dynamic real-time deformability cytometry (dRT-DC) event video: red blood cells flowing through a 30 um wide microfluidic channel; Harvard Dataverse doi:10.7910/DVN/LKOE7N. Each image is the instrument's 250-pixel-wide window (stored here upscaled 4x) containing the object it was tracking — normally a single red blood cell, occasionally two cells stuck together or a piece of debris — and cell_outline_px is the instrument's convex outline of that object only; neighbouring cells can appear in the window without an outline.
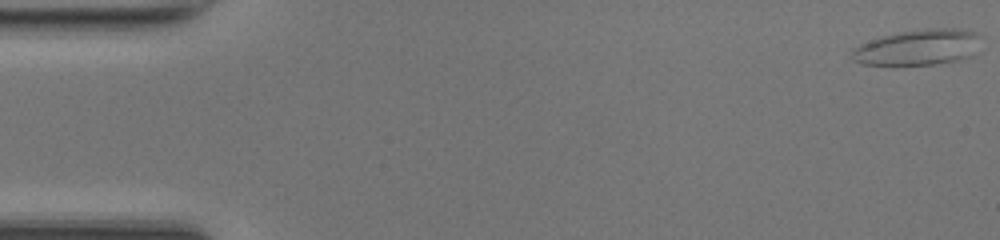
{"species": "common noctule bat (a hibernating species)", "species_latin": "Nyctalus noctula", "temperature_condition": "room temperature", "stored_images_in_passage": 49, "camera_frame_rate_fps": 3000, "um_per_image_px": 0.085, "animal": {"sex": "female", "body_mass_g": 17.0, "forearm_length_mm": 48.0}, "frame": {"image": 1, "passage_image": 1, "time_ms": 0.0, "image_size_px": [1000, 240], "cell_outline_px": [[984, 36], [980, 52], [972, 56], [960, 60], [936, 64], [864, 64], [852, 60], [852, 48], [860, 44], [880, 36], [900, 32], [928, 28], [956, 28], [976, 32]], "centroid_in_image_um": [78.17, 4.01], "position_along_channel_um": 6.8, "area_um2": 27.46}}
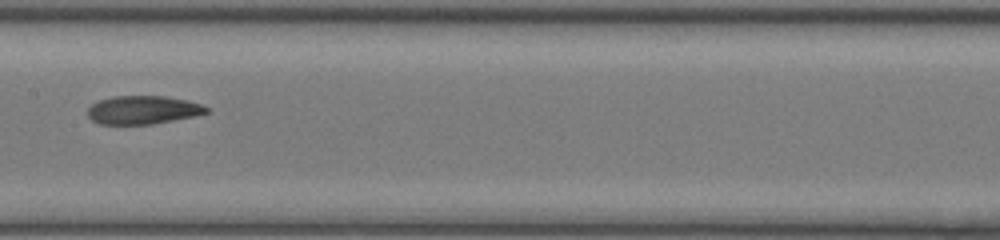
{"frame": {"image": 2, "passage_image": 25, "time_ms": 8.0, "image_size_px": [1000, 240], "cell_outline_px": [[212, 108], [208, 112], [196, 116], [152, 124], [100, 124], [92, 120], [88, 116], [88, 108], [92, 104], [100, 100], [112, 96], [164, 96], [188, 100]], "centroid_in_image_um": [12.18, 9.34], "position_along_channel_um": 195.2, "area_um2": 19.71}}
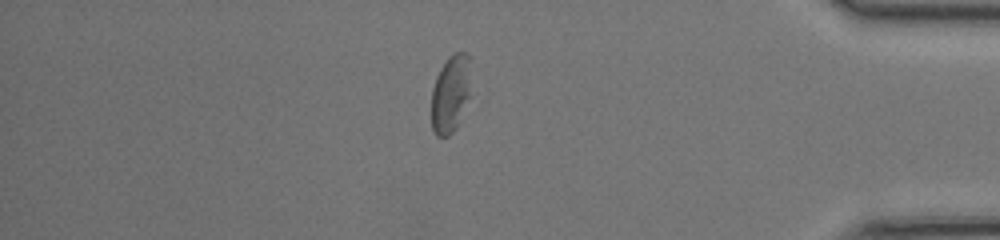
{"frame": {"image": 3, "passage_image": 42, "time_ms": 13.667, "image_size_px": [1000, 240], "cell_outline_px": [[472, 60], [468, 96], [456, 128], [448, 136], [436, 136], [432, 128], [432, 88], [436, 76], [440, 68], [448, 56], [456, 52], [468, 52]], "centroid_in_image_um": [38.3, 7.89], "position_along_channel_um": 396.9, "area_um2": 17.92}, "authors_computed_cell_mechanics": {"area_um2": 20.23, "velocity_mm_per_s": 4.2059, "shape_relaxation_time_tau1_ms": null, "shape_relaxation_time_tau2_ms": 2.7452, "deformation_change_tau1": null, "deformation_change_tau2": 0.1142}}